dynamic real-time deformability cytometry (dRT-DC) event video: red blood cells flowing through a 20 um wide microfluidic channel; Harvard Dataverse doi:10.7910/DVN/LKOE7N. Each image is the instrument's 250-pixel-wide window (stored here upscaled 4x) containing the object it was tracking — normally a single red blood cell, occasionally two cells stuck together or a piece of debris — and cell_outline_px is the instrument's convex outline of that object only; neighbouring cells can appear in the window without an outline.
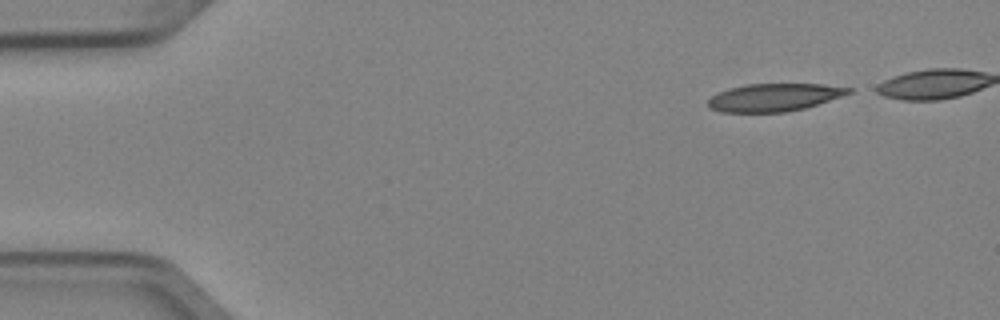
{"species": "Egyptian fruit bat (a non-hibernating species)", "species_latin": "Rousettus aegyptiacus", "temperature_condition": "cold", "stored_images_in_passage": 5, "camera_frame_rate_fps": 3000, "um_per_image_px": 0.085, "animal": {"sex": "female"}, "frame": {"image": 1, "passage_image": 1, "time_ms": 0.0, "image_size_px": [1000, 320], "cell_outline_px": [[852, 92], [804, 108], [784, 112], [720, 112], [708, 108], [708, 100], [712, 96], [728, 88], [748, 84], [824, 84], [852, 88]], "centroid_in_image_um": [65.76, 8.27], "position_along_channel_um": 19.2, "area_um2": 22.48}}
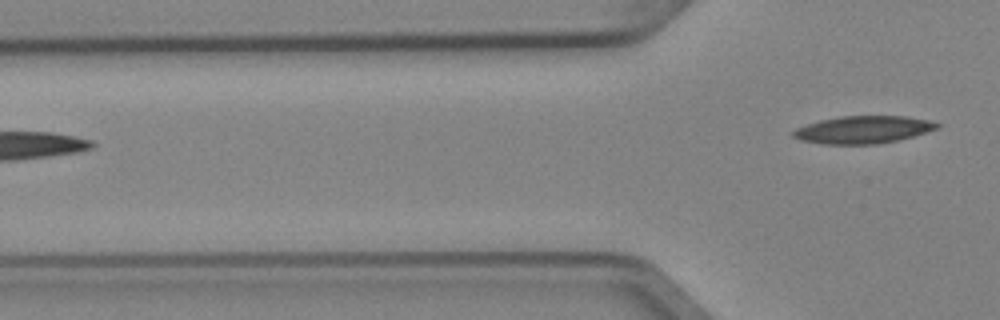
{"frame": {"image": 2, "passage_image": 5, "time_ms": 1.333, "image_size_px": [1000, 320], "cell_outline_px": [[940, 128], [912, 136], [896, 140], [876, 144], [820, 144], [800, 140], [792, 136], [792, 132], [796, 128], [820, 120], [840, 116], [904, 116], [928, 120], [940, 124]], "centroid_in_image_um": [73.34, 11.02], "position_along_channel_um": 52.5, "area_um2": 22.95}}